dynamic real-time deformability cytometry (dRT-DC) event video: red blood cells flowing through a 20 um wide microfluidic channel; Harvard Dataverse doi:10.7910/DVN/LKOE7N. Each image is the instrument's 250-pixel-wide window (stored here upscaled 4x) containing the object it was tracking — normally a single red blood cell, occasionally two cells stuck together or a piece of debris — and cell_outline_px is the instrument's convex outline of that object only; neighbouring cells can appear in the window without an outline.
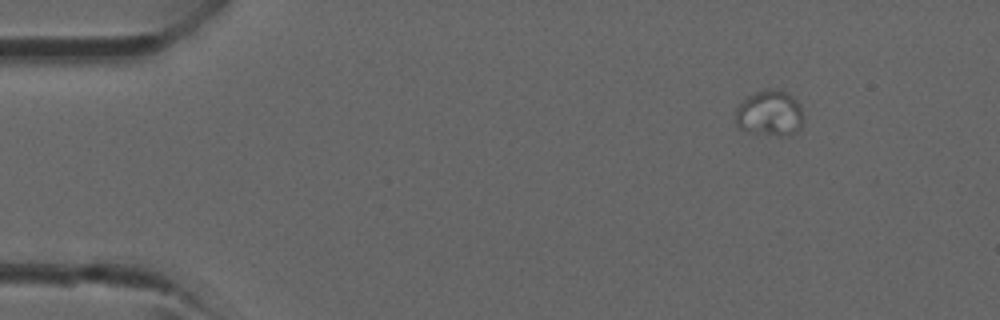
{"species": "common noctule bat (a hibernating species)", "species_latin": "Nyctalus noctula", "temperature_condition": "room temperature", "stored_images_in_passage": 9, "camera_frame_rate_fps": 3000, "um_per_image_px": 0.085, "animal": {"sex": "male", "forearm_length_mm": 52.5}, "frame": {"image": 1, "passage_image": 1, "time_ms": 0.0, "image_size_px": [1000, 320], "cell_outline_px": [[804, 120], [800, 128], [796, 132], [784, 136], [780, 136], [748, 132], [740, 128], [736, 124], [736, 108], [748, 96], [764, 88], [780, 88], [788, 92], [800, 104], [804, 116]], "centroid_in_image_um": [65.46, 9.61], "position_along_channel_um": 19.5, "area_um2": 18.5}}
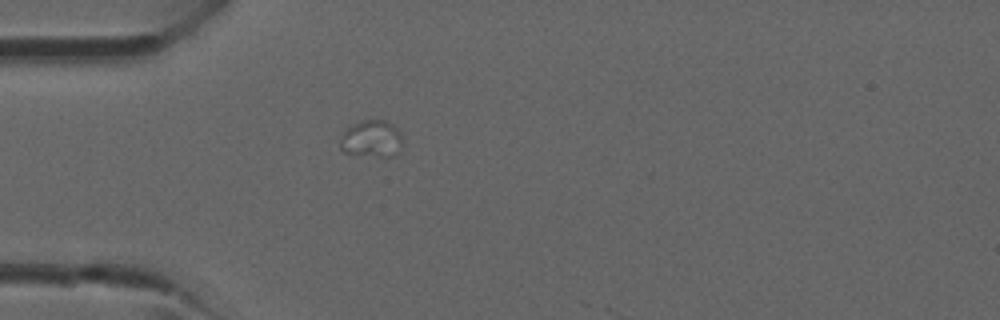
{"frame": {"image": 2, "passage_image": 8, "time_ms": 2.333, "image_size_px": [1000, 320], "cell_outline_px": [[400, 152], [392, 156], [380, 156], [344, 152], [340, 148], [340, 140], [344, 132], [352, 124], [364, 120], [384, 120], [392, 124], [400, 132]], "centroid_in_image_um": [31.58, 11.79], "position_along_channel_um": 53.4, "area_um2": 13.12}}